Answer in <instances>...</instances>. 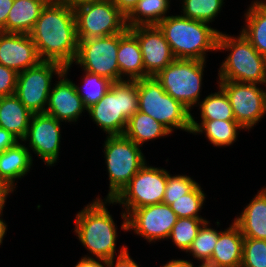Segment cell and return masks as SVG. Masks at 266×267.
Wrapping results in <instances>:
<instances>
[{
	"mask_svg": "<svg viewBox=\"0 0 266 267\" xmlns=\"http://www.w3.org/2000/svg\"><path fill=\"white\" fill-rule=\"evenodd\" d=\"M42 61L72 66L78 52L76 20L72 7L50 0L29 33Z\"/></svg>",
	"mask_w": 266,
	"mask_h": 267,
	"instance_id": "cell-1",
	"label": "cell"
},
{
	"mask_svg": "<svg viewBox=\"0 0 266 267\" xmlns=\"http://www.w3.org/2000/svg\"><path fill=\"white\" fill-rule=\"evenodd\" d=\"M209 23L181 15L167 16L158 26L169 43L175 59L206 61V52L217 51L219 30Z\"/></svg>",
	"mask_w": 266,
	"mask_h": 267,
	"instance_id": "cell-2",
	"label": "cell"
},
{
	"mask_svg": "<svg viewBox=\"0 0 266 267\" xmlns=\"http://www.w3.org/2000/svg\"><path fill=\"white\" fill-rule=\"evenodd\" d=\"M109 200L97 198L79 211L74 232L81 244L95 258L110 260L116 254L117 226L105 205Z\"/></svg>",
	"mask_w": 266,
	"mask_h": 267,
	"instance_id": "cell-3",
	"label": "cell"
},
{
	"mask_svg": "<svg viewBox=\"0 0 266 267\" xmlns=\"http://www.w3.org/2000/svg\"><path fill=\"white\" fill-rule=\"evenodd\" d=\"M230 51L218 70L219 80L264 84L266 57L241 33L234 37L219 32L217 51Z\"/></svg>",
	"mask_w": 266,
	"mask_h": 267,
	"instance_id": "cell-4",
	"label": "cell"
},
{
	"mask_svg": "<svg viewBox=\"0 0 266 267\" xmlns=\"http://www.w3.org/2000/svg\"><path fill=\"white\" fill-rule=\"evenodd\" d=\"M138 111L135 80L113 82L108 92L87 109L91 119L106 135H123L128 120Z\"/></svg>",
	"mask_w": 266,
	"mask_h": 267,
	"instance_id": "cell-5",
	"label": "cell"
},
{
	"mask_svg": "<svg viewBox=\"0 0 266 267\" xmlns=\"http://www.w3.org/2000/svg\"><path fill=\"white\" fill-rule=\"evenodd\" d=\"M138 111L148 114L171 132L181 129L191 133V111L167 94L155 77L135 80Z\"/></svg>",
	"mask_w": 266,
	"mask_h": 267,
	"instance_id": "cell-6",
	"label": "cell"
},
{
	"mask_svg": "<svg viewBox=\"0 0 266 267\" xmlns=\"http://www.w3.org/2000/svg\"><path fill=\"white\" fill-rule=\"evenodd\" d=\"M104 157L109 177L107 200H113L146 160L139 145L123 135H107L104 141Z\"/></svg>",
	"mask_w": 266,
	"mask_h": 267,
	"instance_id": "cell-7",
	"label": "cell"
},
{
	"mask_svg": "<svg viewBox=\"0 0 266 267\" xmlns=\"http://www.w3.org/2000/svg\"><path fill=\"white\" fill-rule=\"evenodd\" d=\"M167 184V170L145 165L109 204L122 205L121 228L127 231V215L134 209L162 203Z\"/></svg>",
	"mask_w": 266,
	"mask_h": 267,
	"instance_id": "cell-8",
	"label": "cell"
},
{
	"mask_svg": "<svg viewBox=\"0 0 266 267\" xmlns=\"http://www.w3.org/2000/svg\"><path fill=\"white\" fill-rule=\"evenodd\" d=\"M206 61L175 59L155 78L164 91L191 111L200 101Z\"/></svg>",
	"mask_w": 266,
	"mask_h": 267,
	"instance_id": "cell-9",
	"label": "cell"
},
{
	"mask_svg": "<svg viewBox=\"0 0 266 267\" xmlns=\"http://www.w3.org/2000/svg\"><path fill=\"white\" fill-rule=\"evenodd\" d=\"M73 10L78 40L111 36L127 28L125 16L112 0H95Z\"/></svg>",
	"mask_w": 266,
	"mask_h": 267,
	"instance_id": "cell-10",
	"label": "cell"
},
{
	"mask_svg": "<svg viewBox=\"0 0 266 267\" xmlns=\"http://www.w3.org/2000/svg\"><path fill=\"white\" fill-rule=\"evenodd\" d=\"M64 66L54 61H41L17 75L15 95L32 113H45L53 75H60Z\"/></svg>",
	"mask_w": 266,
	"mask_h": 267,
	"instance_id": "cell-11",
	"label": "cell"
},
{
	"mask_svg": "<svg viewBox=\"0 0 266 267\" xmlns=\"http://www.w3.org/2000/svg\"><path fill=\"white\" fill-rule=\"evenodd\" d=\"M118 47L119 33L106 37L78 40V52L74 62L84 71L97 74L112 82H119Z\"/></svg>",
	"mask_w": 266,
	"mask_h": 267,
	"instance_id": "cell-12",
	"label": "cell"
},
{
	"mask_svg": "<svg viewBox=\"0 0 266 267\" xmlns=\"http://www.w3.org/2000/svg\"><path fill=\"white\" fill-rule=\"evenodd\" d=\"M217 84L227 94L235 121L244 130H250L266 114V90L257 84L229 80H218Z\"/></svg>",
	"mask_w": 266,
	"mask_h": 267,
	"instance_id": "cell-13",
	"label": "cell"
},
{
	"mask_svg": "<svg viewBox=\"0 0 266 267\" xmlns=\"http://www.w3.org/2000/svg\"><path fill=\"white\" fill-rule=\"evenodd\" d=\"M178 216L170 205L157 203L132 210L127 215V231L143 237L149 243L168 239Z\"/></svg>",
	"mask_w": 266,
	"mask_h": 267,
	"instance_id": "cell-14",
	"label": "cell"
},
{
	"mask_svg": "<svg viewBox=\"0 0 266 267\" xmlns=\"http://www.w3.org/2000/svg\"><path fill=\"white\" fill-rule=\"evenodd\" d=\"M61 121L46 113L33 114L26 137L29 147L37 156L53 166L57 162L60 151Z\"/></svg>",
	"mask_w": 266,
	"mask_h": 267,
	"instance_id": "cell-15",
	"label": "cell"
},
{
	"mask_svg": "<svg viewBox=\"0 0 266 267\" xmlns=\"http://www.w3.org/2000/svg\"><path fill=\"white\" fill-rule=\"evenodd\" d=\"M139 41L145 68V78L155 77L175 60L169 43L158 25L128 28Z\"/></svg>",
	"mask_w": 266,
	"mask_h": 267,
	"instance_id": "cell-16",
	"label": "cell"
},
{
	"mask_svg": "<svg viewBox=\"0 0 266 267\" xmlns=\"http://www.w3.org/2000/svg\"><path fill=\"white\" fill-rule=\"evenodd\" d=\"M69 68L64 66V71L58 76L57 83L51 88L45 113L61 122H76L87 108L82 98L78 95L73 80L67 78Z\"/></svg>",
	"mask_w": 266,
	"mask_h": 267,
	"instance_id": "cell-17",
	"label": "cell"
},
{
	"mask_svg": "<svg viewBox=\"0 0 266 267\" xmlns=\"http://www.w3.org/2000/svg\"><path fill=\"white\" fill-rule=\"evenodd\" d=\"M41 61L29 34L0 32L1 65L19 74Z\"/></svg>",
	"mask_w": 266,
	"mask_h": 267,
	"instance_id": "cell-18",
	"label": "cell"
},
{
	"mask_svg": "<svg viewBox=\"0 0 266 267\" xmlns=\"http://www.w3.org/2000/svg\"><path fill=\"white\" fill-rule=\"evenodd\" d=\"M17 142L0 153V182L13 193L16 188L15 180L23 178L33 164L32 154L28 146Z\"/></svg>",
	"mask_w": 266,
	"mask_h": 267,
	"instance_id": "cell-19",
	"label": "cell"
},
{
	"mask_svg": "<svg viewBox=\"0 0 266 267\" xmlns=\"http://www.w3.org/2000/svg\"><path fill=\"white\" fill-rule=\"evenodd\" d=\"M224 231H220L211 260L212 267H241L244 236L233 221Z\"/></svg>",
	"mask_w": 266,
	"mask_h": 267,
	"instance_id": "cell-20",
	"label": "cell"
},
{
	"mask_svg": "<svg viewBox=\"0 0 266 267\" xmlns=\"http://www.w3.org/2000/svg\"><path fill=\"white\" fill-rule=\"evenodd\" d=\"M117 62L120 81L145 78V68L139 41L128 28L119 33Z\"/></svg>",
	"mask_w": 266,
	"mask_h": 267,
	"instance_id": "cell-21",
	"label": "cell"
},
{
	"mask_svg": "<svg viewBox=\"0 0 266 267\" xmlns=\"http://www.w3.org/2000/svg\"><path fill=\"white\" fill-rule=\"evenodd\" d=\"M234 222L244 238L266 240V188L259 190Z\"/></svg>",
	"mask_w": 266,
	"mask_h": 267,
	"instance_id": "cell-22",
	"label": "cell"
},
{
	"mask_svg": "<svg viewBox=\"0 0 266 267\" xmlns=\"http://www.w3.org/2000/svg\"><path fill=\"white\" fill-rule=\"evenodd\" d=\"M32 115L15 94L0 97V127L21 142L27 135Z\"/></svg>",
	"mask_w": 266,
	"mask_h": 267,
	"instance_id": "cell-23",
	"label": "cell"
},
{
	"mask_svg": "<svg viewBox=\"0 0 266 267\" xmlns=\"http://www.w3.org/2000/svg\"><path fill=\"white\" fill-rule=\"evenodd\" d=\"M49 1L14 0L6 20L5 33L29 34Z\"/></svg>",
	"mask_w": 266,
	"mask_h": 267,
	"instance_id": "cell-24",
	"label": "cell"
},
{
	"mask_svg": "<svg viewBox=\"0 0 266 267\" xmlns=\"http://www.w3.org/2000/svg\"><path fill=\"white\" fill-rule=\"evenodd\" d=\"M191 115V133H205L208 141L216 147L230 146L236 142L238 137V129L244 130L236 121L225 120H201V123L195 121V117Z\"/></svg>",
	"mask_w": 266,
	"mask_h": 267,
	"instance_id": "cell-25",
	"label": "cell"
},
{
	"mask_svg": "<svg viewBox=\"0 0 266 267\" xmlns=\"http://www.w3.org/2000/svg\"><path fill=\"white\" fill-rule=\"evenodd\" d=\"M245 16V26L241 33L251 45L266 57V3L254 0Z\"/></svg>",
	"mask_w": 266,
	"mask_h": 267,
	"instance_id": "cell-26",
	"label": "cell"
},
{
	"mask_svg": "<svg viewBox=\"0 0 266 267\" xmlns=\"http://www.w3.org/2000/svg\"><path fill=\"white\" fill-rule=\"evenodd\" d=\"M171 133L162 123L148 114L137 111L128 120L124 135L142 147L146 141L171 135Z\"/></svg>",
	"mask_w": 266,
	"mask_h": 267,
	"instance_id": "cell-27",
	"label": "cell"
},
{
	"mask_svg": "<svg viewBox=\"0 0 266 267\" xmlns=\"http://www.w3.org/2000/svg\"><path fill=\"white\" fill-rule=\"evenodd\" d=\"M171 0H139L125 17L127 28L141 25H158L167 16Z\"/></svg>",
	"mask_w": 266,
	"mask_h": 267,
	"instance_id": "cell-28",
	"label": "cell"
},
{
	"mask_svg": "<svg viewBox=\"0 0 266 267\" xmlns=\"http://www.w3.org/2000/svg\"><path fill=\"white\" fill-rule=\"evenodd\" d=\"M218 88V92L211 93L198 102L201 120L235 121L227 94L220 86Z\"/></svg>",
	"mask_w": 266,
	"mask_h": 267,
	"instance_id": "cell-29",
	"label": "cell"
},
{
	"mask_svg": "<svg viewBox=\"0 0 266 267\" xmlns=\"http://www.w3.org/2000/svg\"><path fill=\"white\" fill-rule=\"evenodd\" d=\"M84 73L85 75L82 79L84 85L79 87V85L75 84V87L78 95L83 100L84 106L88 109L108 92L113 82L97 74L87 71H84Z\"/></svg>",
	"mask_w": 266,
	"mask_h": 267,
	"instance_id": "cell-30",
	"label": "cell"
},
{
	"mask_svg": "<svg viewBox=\"0 0 266 267\" xmlns=\"http://www.w3.org/2000/svg\"><path fill=\"white\" fill-rule=\"evenodd\" d=\"M206 221L198 231L197 237L193 240L188 251L193 258L199 260L201 264H207L211 260L217 243L220 231H217L208 225Z\"/></svg>",
	"mask_w": 266,
	"mask_h": 267,
	"instance_id": "cell-31",
	"label": "cell"
},
{
	"mask_svg": "<svg viewBox=\"0 0 266 267\" xmlns=\"http://www.w3.org/2000/svg\"><path fill=\"white\" fill-rule=\"evenodd\" d=\"M181 16L209 23L220 13L224 0H182Z\"/></svg>",
	"mask_w": 266,
	"mask_h": 267,
	"instance_id": "cell-32",
	"label": "cell"
},
{
	"mask_svg": "<svg viewBox=\"0 0 266 267\" xmlns=\"http://www.w3.org/2000/svg\"><path fill=\"white\" fill-rule=\"evenodd\" d=\"M206 221L204 218H178L168 238L172 239L175 246L187 253L199 229Z\"/></svg>",
	"mask_w": 266,
	"mask_h": 267,
	"instance_id": "cell-33",
	"label": "cell"
},
{
	"mask_svg": "<svg viewBox=\"0 0 266 267\" xmlns=\"http://www.w3.org/2000/svg\"><path fill=\"white\" fill-rule=\"evenodd\" d=\"M205 197L206 194L201 186L197 184L189 193L175 200L170 207L178 218H203L198 213L203 208Z\"/></svg>",
	"mask_w": 266,
	"mask_h": 267,
	"instance_id": "cell-34",
	"label": "cell"
},
{
	"mask_svg": "<svg viewBox=\"0 0 266 267\" xmlns=\"http://www.w3.org/2000/svg\"><path fill=\"white\" fill-rule=\"evenodd\" d=\"M241 267H266V240L244 238Z\"/></svg>",
	"mask_w": 266,
	"mask_h": 267,
	"instance_id": "cell-35",
	"label": "cell"
},
{
	"mask_svg": "<svg viewBox=\"0 0 266 267\" xmlns=\"http://www.w3.org/2000/svg\"><path fill=\"white\" fill-rule=\"evenodd\" d=\"M198 183L187 175H171L167 171V184L163 203L171 205L181 196L189 193Z\"/></svg>",
	"mask_w": 266,
	"mask_h": 267,
	"instance_id": "cell-36",
	"label": "cell"
},
{
	"mask_svg": "<svg viewBox=\"0 0 266 267\" xmlns=\"http://www.w3.org/2000/svg\"><path fill=\"white\" fill-rule=\"evenodd\" d=\"M17 75L14 70L0 64V97L15 94Z\"/></svg>",
	"mask_w": 266,
	"mask_h": 267,
	"instance_id": "cell-37",
	"label": "cell"
},
{
	"mask_svg": "<svg viewBox=\"0 0 266 267\" xmlns=\"http://www.w3.org/2000/svg\"><path fill=\"white\" fill-rule=\"evenodd\" d=\"M119 255L108 260V267H139V265L130 257L126 246H122ZM115 264H114V261Z\"/></svg>",
	"mask_w": 266,
	"mask_h": 267,
	"instance_id": "cell-38",
	"label": "cell"
},
{
	"mask_svg": "<svg viewBox=\"0 0 266 267\" xmlns=\"http://www.w3.org/2000/svg\"><path fill=\"white\" fill-rule=\"evenodd\" d=\"M74 267H108V260L85 255Z\"/></svg>",
	"mask_w": 266,
	"mask_h": 267,
	"instance_id": "cell-39",
	"label": "cell"
},
{
	"mask_svg": "<svg viewBox=\"0 0 266 267\" xmlns=\"http://www.w3.org/2000/svg\"><path fill=\"white\" fill-rule=\"evenodd\" d=\"M17 142H19V139L17 137H15L9 131L0 127V153L5 151L9 147H12Z\"/></svg>",
	"mask_w": 266,
	"mask_h": 267,
	"instance_id": "cell-40",
	"label": "cell"
},
{
	"mask_svg": "<svg viewBox=\"0 0 266 267\" xmlns=\"http://www.w3.org/2000/svg\"><path fill=\"white\" fill-rule=\"evenodd\" d=\"M14 0H0V32H5L6 20Z\"/></svg>",
	"mask_w": 266,
	"mask_h": 267,
	"instance_id": "cell-41",
	"label": "cell"
},
{
	"mask_svg": "<svg viewBox=\"0 0 266 267\" xmlns=\"http://www.w3.org/2000/svg\"><path fill=\"white\" fill-rule=\"evenodd\" d=\"M139 0H112L118 10L126 17L136 6Z\"/></svg>",
	"mask_w": 266,
	"mask_h": 267,
	"instance_id": "cell-42",
	"label": "cell"
},
{
	"mask_svg": "<svg viewBox=\"0 0 266 267\" xmlns=\"http://www.w3.org/2000/svg\"><path fill=\"white\" fill-rule=\"evenodd\" d=\"M161 267H194L193 262L183 259H172Z\"/></svg>",
	"mask_w": 266,
	"mask_h": 267,
	"instance_id": "cell-43",
	"label": "cell"
},
{
	"mask_svg": "<svg viewBox=\"0 0 266 267\" xmlns=\"http://www.w3.org/2000/svg\"><path fill=\"white\" fill-rule=\"evenodd\" d=\"M60 4H64L68 7H76L78 5L84 4V3H88V2H93L95 0H54Z\"/></svg>",
	"mask_w": 266,
	"mask_h": 267,
	"instance_id": "cell-44",
	"label": "cell"
},
{
	"mask_svg": "<svg viewBox=\"0 0 266 267\" xmlns=\"http://www.w3.org/2000/svg\"><path fill=\"white\" fill-rule=\"evenodd\" d=\"M4 207L5 205L0 206V217H2ZM6 231H7V225L5 221H3L2 218H0V245L3 243V238L6 235Z\"/></svg>",
	"mask_w": 266,
	"mask_h": 267,
	"instance_id": "cell-45",
	"label": "cell"
},
{
	"mask_svg": "<svg viewBox=\"0 0 266 267\" xmlns=\"http://www.w3.org/2000/svg\"><path fill=\"white\" fill-rule=\"evenodd\" d=\"M11 194L7 188L0 182V206L5 205L8 195Z\"/></svg>",
	"mask_w": 266,
	"mask_h": 267,
	"instance_id": "cell-46",
	"label": "cell"
},
{
	"mask_svg": "<svg viewBox=\"0 0 266 267\" xmlns=\"http://www.w3.org/2000/svg\"><path fill=\"white\" fill-rule=\"evenodd\" d=\"M198 267H212V266H209L207 264H200Z\"/></svg>",
	"mask_w": 266,
	"mask_h": 267,
	"instance_id": "cell-47",
	"label": "cell"
},
{
	"mask_svg": "<svg viewBox=\"0 0 266 267\" xmlns=\"http://www.w3.org/2000/svg\"><path fill=\"white\" fill-rule=\"evenodd\" d=\"M264 85H266V71H265V81H264Z\"/></svg>",
	"mask_w": 266,
	"mask_h": 267,
	"instance_id": "cell-48",
	"label": "cell"
}]
</instances>
